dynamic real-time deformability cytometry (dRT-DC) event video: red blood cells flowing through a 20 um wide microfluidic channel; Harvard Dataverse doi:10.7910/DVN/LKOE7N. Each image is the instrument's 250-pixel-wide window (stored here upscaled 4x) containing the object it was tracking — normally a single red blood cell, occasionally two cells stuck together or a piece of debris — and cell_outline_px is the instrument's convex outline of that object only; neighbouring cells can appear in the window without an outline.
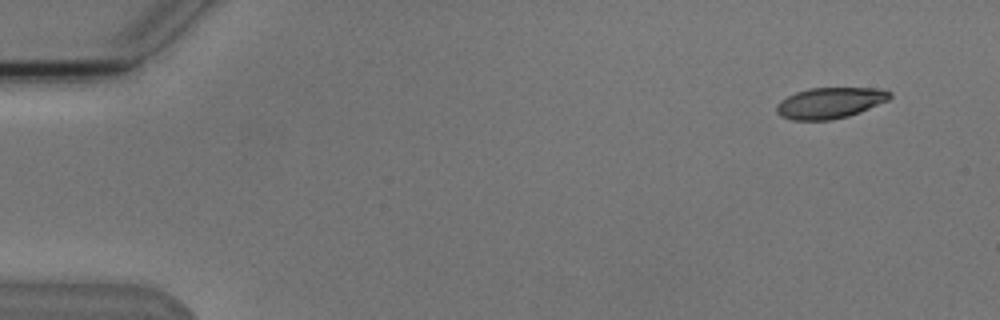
{"species": "Egyptian fruit bat (a non-hibernating species)", "species_latin": "Rousettus aegyptiacus", "temperature_condition": "cold", "stored_images_in_passage": 7, "camera_frame_rate_fps": 3000, "um_per_image_px": 0.085, "animal": {"sex": "male"}, "frame": {"image": 1, "passage_image": 1, "time_ms": 0.0, "image_size_px": [1000, 320], "cell_outline_px": [[892, 96], [888, 100], [860, 112], [848, 116], [832, 120], [792, 120], [780, 116], [776, 112], [776, 104], [780, 100], [796, 92], [808, 88], [876, 88], [892, 92]], "centroid_in_image_um": [70.52, 8.75], "position_along_channel_um": 14.5, "area_um2": 20.52}}
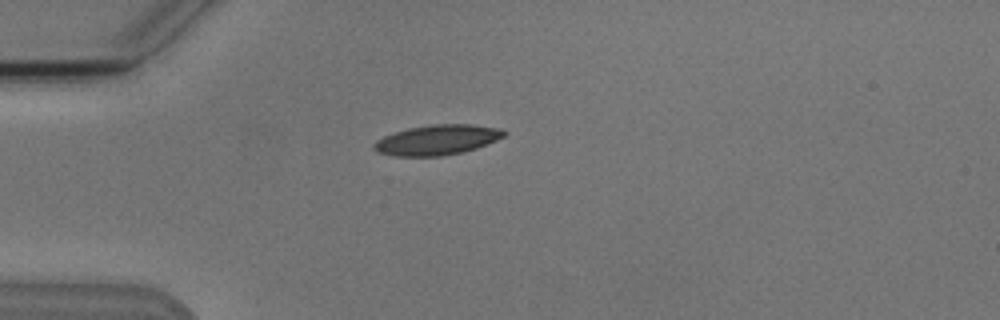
{"frame": {"image": 2, "passage_image": 4, "time_ms": 3.667, "image_size_px": [1000, 320], "cell_outline_px": [[508, 132], [504, 136], [496, 140], [476, 148], [460, 152], [440, 156], [392, 156], [376, 152], [372, 148], [372, 144], [376, 140], [384, 136], [408, 128], [432, 124], [472, 124], [500, 128]], "centroid_in_image_um": [37.13, 11.89], "position_along_channel_um": 47.9, "area_um2": 22.83}}
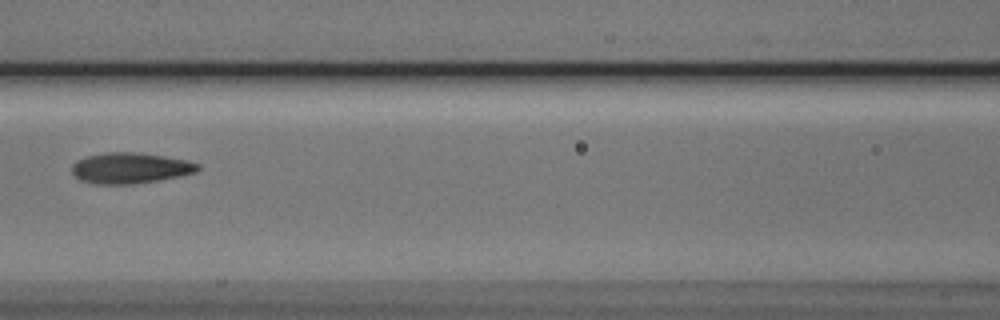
{"frame": {"image": 3, "passage_image": 7, "time_ms": 7.0, "image_size_px": [1000, 320], "cell_outline_px": [[200, 168], [196, 172], [180, 176], [132, 184], [96, 184], [80, 180], [72, 172], [72, 164], [76, 160], [88, 156], [108, 152], [136, 152], [164, 156], [184, 160], [200, 164]], "centroid_in_image_um": [11.05, 14.28], "position_along_channel_um": 155.5, "area_um2": 22.43}}